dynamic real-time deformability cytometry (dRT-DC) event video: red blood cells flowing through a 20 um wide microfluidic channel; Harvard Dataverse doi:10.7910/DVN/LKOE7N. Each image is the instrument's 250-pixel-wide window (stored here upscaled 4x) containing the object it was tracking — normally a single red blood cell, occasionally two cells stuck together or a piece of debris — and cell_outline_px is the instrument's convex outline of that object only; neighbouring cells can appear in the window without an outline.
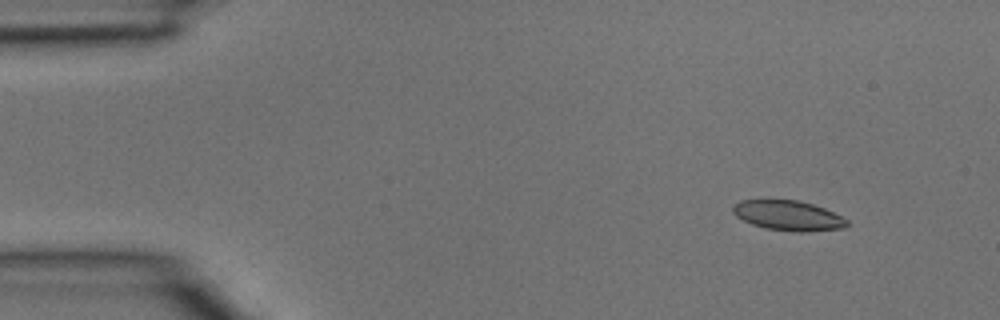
{"species": "common noctule bat (a hibernating species)", "species_latin": "Nyctalus noctula", "temperature_condition": "room temperature", "stored_images_in_passage": 3, "camera_frame_rate_fps": 3000, "um_per_image_px": 0.085, "animal": {"sex": "male", "body_mass_g": 15.6}, "frame": {"image": 1, "passage_image": 1, "time_ms": 0.0, "image_size_px": [1000, 320], "cell_outline_px": [[848, 224], [844, 228], [804, 232], [796, 232], [764, 228], [752, 224], [736, 216], [732, 212], [732, 208], [740, 200], [796, 200], [812, 204], [824, 208], [848, 220]], "centroid_in_image_um": [66.99, 18.33], "position_along_channel_um": 18.0, "area_um2": 19.77}}
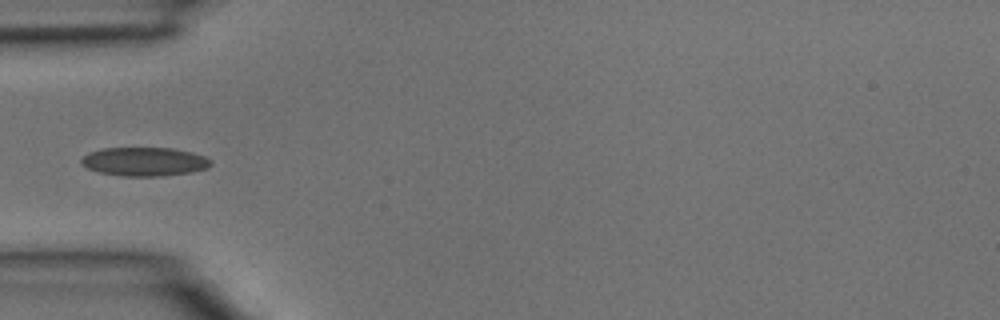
{"frame": {"image": 2, "passage_image": 3, "time_ms": 0.667, "image_size_px": [1000, 320], "cell_outline_px": [[212, 164], [208, 168], [192, 172], [160, 176], [120, 176], [100, 172], [88, 168], [80, 164], [80, 160], [88, 152], [100, 148], [172, 148], [192, 152], [204, 156], [212, 160]], "centroid_in_image_um": [12.28, 13.73], "position_along_channel_um": 72.7, "area_um2": 21.85}}